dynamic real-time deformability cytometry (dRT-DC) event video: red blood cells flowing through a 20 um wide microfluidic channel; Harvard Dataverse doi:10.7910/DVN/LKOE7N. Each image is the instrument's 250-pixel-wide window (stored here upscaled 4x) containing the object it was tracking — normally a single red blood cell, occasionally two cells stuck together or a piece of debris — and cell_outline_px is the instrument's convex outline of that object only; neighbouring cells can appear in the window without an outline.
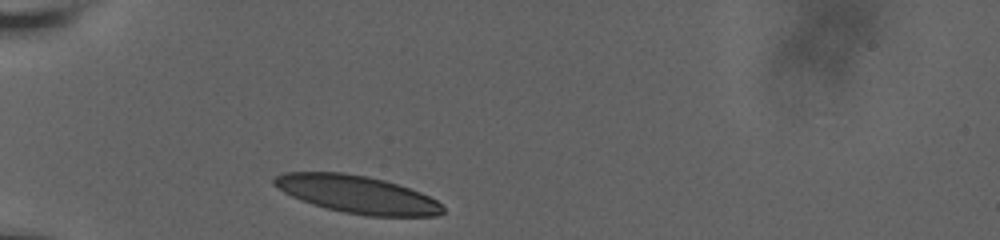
{"species": "human", "species_latin": "Homo sapiens", "temperature_condition": "room temperature", "stored_images_in_passage": 38, "camera_frame_rate_fps": 3000, "um_per_image_px": 0.085, "donor": {"sex": "male"}, "frame": {"image": 1, "passage_image": 1, "time_ms": 0.0, "image_size_px": [1000, 240], "cell_outline_px": [[444, 212], [436, 216], [368, 216], [344, 212], [312, 204], [300, 200], [276, 188], [272, 184], [272, 180], [276, 176], [284, 172], [340, 172], [368, 176], [384, 180], [420, 192], [436, 200], [444, 208]], "centroid_in_image_um": [30.32, 16.52], "position_along_channel_um": 54.7, "area_um2": 36.82}}
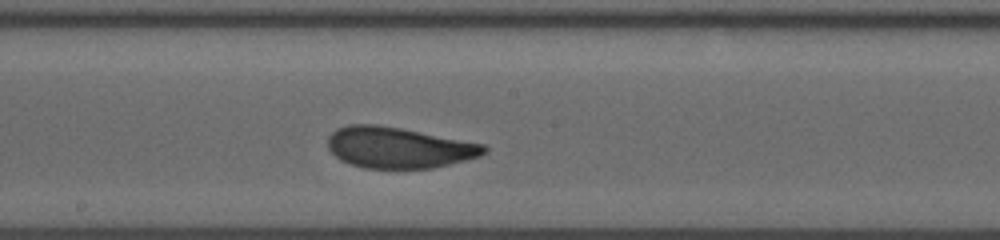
{"frame": {"image": 2, "passage_image": 21, "time_ms": 5.0, "image_size_px": [1000, 240], "cell_outline_px": [[488, 152], [480, 156], [468, 160], [432, 168], [364, 168], [348, 164], [340, 160], [328, 148], [328, 136], [336, 128], [348, 124], [376, 124], [400, 128], [484, 144], [488, 148]], "centroid_in_image_um": [33.87, 12.55], "position_along_channel_um": 214.3, "area_um2": 37.45}}
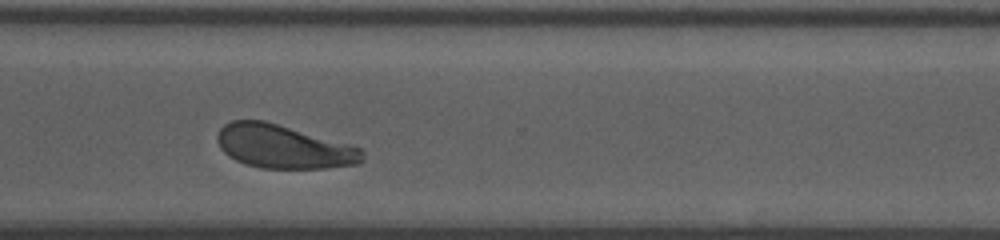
{"frame": {"image": 3, "passage_image": 37, "time_ms": 8.667, "image_size_px": [1000, 240], "cell_outline_px": [[364, 160], [360, 164], [324, 168], [260, 168], [244, 164], [228, 156], [220, 148], [216, 140], [216, 136], [220, 128], [224, 124], [232, 120], [264, 120], [348, 144], [360, 148], [364, 152]], "centroid_in_image_um": [24.07, 12.47], "position_along_channel_um": 346.5, "area_um2": 36.82}}